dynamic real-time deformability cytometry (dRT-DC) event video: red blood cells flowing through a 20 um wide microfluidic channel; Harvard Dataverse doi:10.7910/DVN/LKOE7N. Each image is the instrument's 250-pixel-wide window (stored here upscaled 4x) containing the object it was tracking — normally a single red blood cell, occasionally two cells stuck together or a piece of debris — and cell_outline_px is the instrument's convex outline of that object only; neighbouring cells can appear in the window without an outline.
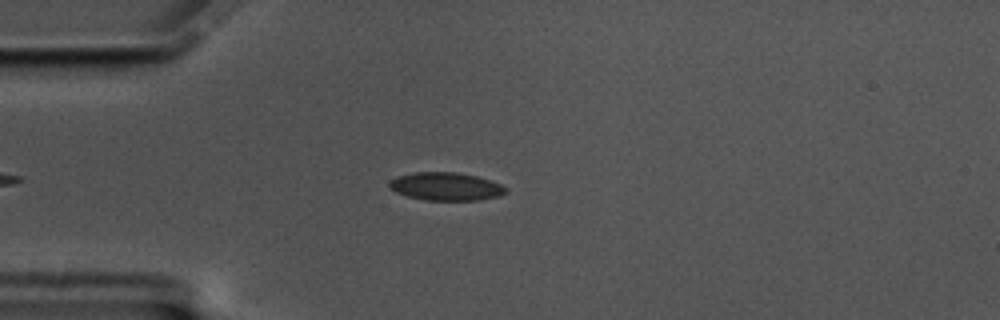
{"species": "common noctule bat (a hibernating species)", "species_latin": "Nyctalus noctula", "temperature_condition": "cold", "stored_images_in_passage": 40, "camera_frame_rate_fps": 3000, "um_per_image_px": 0.085, "animal": {"sex": "male", "body_mass_g": 17.5, "forearm_length_mm": 52.3}, "frame": {"image": 1, "passage_image": 1, "time_ms": 0.0, "image_size_px": [1000, 320], "cell_outline_px": [[508, 192], [500, 196], [476, 200], [424, 200], [408, 196], [396, 192], [388, 184], [396, 176], [416, 172], [456, 172], [476, 176], [500, 184], [508, 188]], "centroid_in_image_um": [37.93, 15.85], "position_along_channel_um": 47.1, "area_um2": 18.9}}
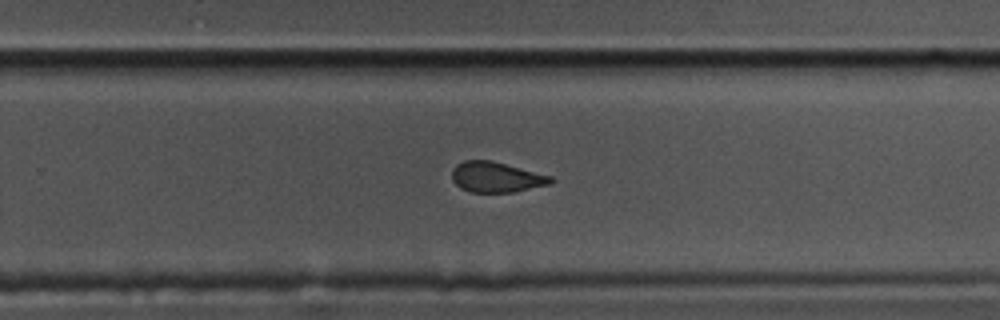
{"frame": {"image": 2, "passage_image": 24, "time_ms": 7.667, "image_size_px": [1000, 320], "cell_outline_px": [[552, 184], [512, 192], [472, 192], [460, 188], [452, 180], [452, 168], [456, 164], [464, 160], [492, 160], [552, 176]], "centroid_in_image_um": [42.16, 15.05], "position_along_channel_um": 287.6, "area_um2": 17.57}}
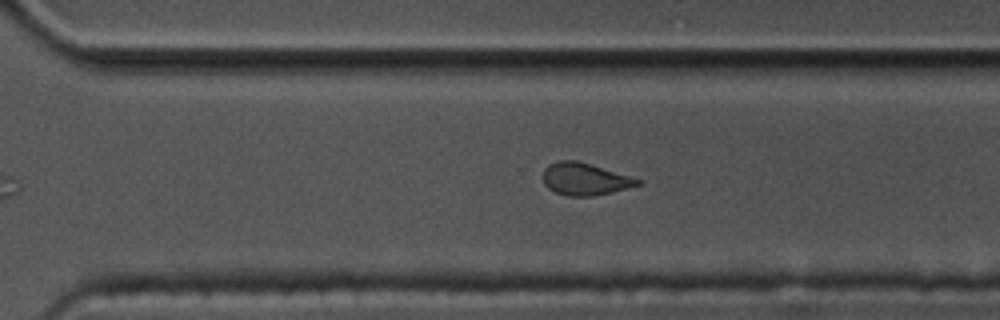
{"frame": {"image": 3, "passage_image": 27, "time_ms": 8.667, "image_size_px": [1000, 320], "cell_outline_px": [[644, 180], [640, 184], [612, 192], [592, 196], [568, 196], [556, 192], [548, 188], [544, 184], [544, 168], [548, 164], [560, 160], [576, 160]], "centroid_in_image_um": [49.71, 15.22], "position_along_channel_um": 320.9, "area_um2": 17.63}, "authors_computed_cell_mechanics": {"area_um2": 18.8717, "velocity_mm_per_s": 3.3268, "shape_relaxation_time_tau1_ms": null, "shape_relaxation_time_tau2_ms": 3.2791, "deformation_change_tau1": null, "deformation_change_tau2": 0.0645}}